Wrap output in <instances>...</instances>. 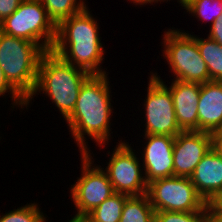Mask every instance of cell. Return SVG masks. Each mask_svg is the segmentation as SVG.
Listing matches in <instances>:
<instances>
[{"label": "cell", "instance_id": "obj_20", "mask_svg": "<svg viewBox=\"0 0 222 222\" xmlns=\"http://www.w3.org/2000/svg\"><path fill=\"white\" fill-rule=\"evenodd\" d=\"M182 7L198 21H210V25L222 14V0H189Z\"/></svg>", "mask_w": 222, "mask_h": 222}, {"label": "cell", "instance_id": "obj_10", "mask_svg": "<svg viewBox=\"0 0 222 222\" xmlns=\"http://www.w3.org/2000/svg\"><path fill=\"white\" fill-rule=\"evenodd\" d=\"M147 97L144 99L145 130L143 135H168L182 132L177 124L170 90L152 73L149 76Z\"/></svg>", "mask_w": 222, "mask_h": 222}, {"label": "cell", "instance_id": "obj_33", "mask_svg": "<svg viewBox=\"0 0 222 222\" xmlns=\"http://www.w3.org/2000/svg\"><path fill=\"white\" fill-rule=\"evenodd\" d=\"M189 0H180L181 6H183L185 3H187Z\"/></svg>", "mask_w": 222, "mask_h": 222}, {"label": "cell", "instance_id": "obj_25", "mask_svg": "<svg viewBox=\"0 0 222 222\" xmlns=\"http://www.w3.org/2000/svg\"><path fill=\"white\" fill-rule=\"evenodd\" d=\"M208 37L222 45V14L210 26Z\"/></svg>", "mask_w": 222, "mask_h": 222}, {"label": "cell", "instance_id": "obj_30", "mask_svg": "<svg viewBox=\"0 0 222 222\" xmlns=\"http://www.w3.org/2000/svg\"><path fill=\"white\" fill-rule=\"evenodd\" d=\"M214 140H222V128L214 135Z\"/></svg>", "mask_w": 222, "mask_h": 222}, {"label": "cell", "instance_id": "obj_21", "mask_svg": "<svg viewBox=\"0 0 222 222\" xmlns=\"http://www.w3.org/2000/svg\"><path fill=\"white\" fill-rule=\"evenodd\" d=\"M38 203H27L23 207L13 209L0 216V222H46L43 212ZM42 212V213H41Z\"/></svg>", "mask_w": 222, "mask_h": 222}, {"label": "cell", "instance_id": "obj_16", "mask_svg": "<svg viewBox=\"0 0 222 222\" xmlns=\"http://www.w3.org/2000/svg\"><path fill=\"white\" fill-rule=\"evenodd\" d=\"M119 222H155V210L148 195L129 196L124 203Z\"/></svg>", "mask_w": 222, "mask_h": 222}, {"label": "cell", "instance_id": "obj_14", "mask_svg": "<svg viewBox=\"0 0 222 222\" xmlns=\"http://www.w3.org/2000/svg\"><path fill=\"white\" fill-rule=\"evenodd\" d=\"M197 192L207 203L222 192V153L214 145L202 158L190 176Z\"/></svg>", "mask_w": 222, "mask_h": 222}, {"label": "cell", "instance_id": "obj_24", "mask_svg": "<svg viewBox=\"0 0 222 222\" xmlns=\"http://www.w3.org/2000/svg\"><path fill=\"white\" fill-rule=\"evenodd\" d=\"M23 0H0V23L13 14Z\"/></svg>", "mask_w": 222, "mask_h": 222}, {"label": "cell", "instance_id": "obj_29", "mask_svg": "<svg viewBox=\"0 0 222 222\" xmlns=\"http://www.w3.org/2000/svg\"><path fill=\"white\" fill-rule=\"evenodd\" d=\"M214 145L222 153V140H214Z\"/></svg>", "mask_w": 222, "mask_h": 222}, {"label": "cell", "instance_id": "obj_9", "mask_svg": "<svg viewBox=\"0 0 222 222\" xmlns=\"http://www.w3.org/2000/svg\"><path fill=\"white\" fill-rule=\"evenodd\" d=\"M105 171L116 193L140 196L147 193L142 163L129 142L119 141L113 148Z\"/></svg>", "mask_w": 222, "mask_h": 222}, {"label": "cell", "instance_id": "obj_34", "mask_svg": "<svg viewBox=\"0 0 222 222\" xmlns=\"http://www.w3.org/2000/svg\"><path fill=\"white\" fill-rule=\"evenodd\" d=\"M216 199H222V192L220 193V195Z\"/></svg>", "mask_w": 222, "mask_h": 222}, {"label": "cell", "instance_id": "obj_13", "mask_svg": "<svg viewBox=\"0 0 222 222\" xmlns=\"http://www.w3.org/2000/svg\"><path fill=\"white\" fill-rule=\"evenodd\" d=\"M151 73L170 90L179 128L182 131H198V103L201 84L172 79L171 86H168L156 72Z\"/></svg>", "mask_w": 222, "mask_h": 222}, {"label": "cell", "instance_id": "obj_23", "mask_svg": "<svg viewBox=\"0 0 222 222\" xmlns=\"http://www.w3.org/2000/svg\"><path fill=\"white\" fill-rule=\"evenodd\" d=\"M5 93H8V95L11 94L10 98H12L11 100L13 101L12 108H14L15 106H19L21 109L24 110L26 101L9 85L4 77L2 65L0 64V96L2 95L5 97Z\"/></svg>", "mask_w": 222, "mask_h": 222}, {"label": "cell", "instance_id": "obj_17", "mask_svg": "<svg viewBox=\"0 0 222 222\" xmlns=\"http://www.w3.org/2000/svg\"><path fill=\"white\" fill-rule=\"evenodd\" d=\"M202 59L206 62L210 81H222V45L211 38L196 37Z\"/></svg>", "mask_w": 222, "mask_h": 222}, {"label": "cell", "instance_id": "obj_26", "mask_svg": "<svg viewBox=\"0 0 222 222\" xmlns=\"http://www.w3.org/2000/svg\"><path fill=\"white\" fill-rule=\"evenodd\" d=\"M208 222H222V208L208 203Z\"/></svg>", "mask_w": 222, "mask_h": 222}, {"label": "cell", "instance_id": "obj_19", "mask_svg": "<svg viewBox=\"0 0 222 222\" xmlns=\"http://www.w3.org/2000/svg\"><path fill=\"white\" fill-rule=\"evenodd\" d=\"M48 17L57 26L62 20L69 18L85 9L88 5L84 0H40Z\"/></svg>", "mask_w": 222, "mask_h": 222}, {"label": "cell", "instance_id": "obj_31", "mask_svg": "<svg viewBox=\"0 0 222 222\" xmlns=\"http://www.w3.org/2000/svg\"><path fill=\"white\" fill-rule=\"evenodd\" d=\"M165 2V1H170V0H148V4H152L153 5V3L155 4V3H158V2ZM177 2H179V4H180V0H177Z\"/></svg>", "mask_w": 222, "mask_h": 222}, {"label": "cell", "instance_id": "obj_12", "mask_svg": "<svg viewBox=\"0 0 222 222\" xmlns=\"http://www.w3.org/2000/svg\"><path fill=\"white\" fill-rule=\"evenodd\" d=\"M145 146L142 167L146 183L173 176V144L175 137L148 134L143 137Z\"/></svg>", "mask_w": 222, "mask_h": 222}, {"label": "cell", "instance_id": "obj_2", "mask_svg": "<svg viewBox=\"0 0 222 222\" xmlns=\"http://www.w3.org/2000/svg\"><path fill=\"white\" fill-rule=\"evenodd\" d=\"M90 13L86 7L62 20L56 26V39L51 51L90 75L106 74L108 72L101 68L105 50L99 37V23Z\"/></svg>", "mask_w": 222, "mask_h": 222}, {"label": "cell", "instance_id": "obj_8", "mask_svg": "<svg viewBox=\"0 0 222 222\" xmlns=\"http://www.w3.org/2000/svg\"><path fill=\"white\" fill-rule=\"evenodd\" d=\"M80 159L82 173L71 185L70 196L77 210L73 217L85 218L115 192L106 171L94 164L91 153H81Z\"/></svg>", "mask_w": 222, "mask_h": 222}, {"label": "cell", "instance_id": "obj_1", "mask_svg": "<svg viewBox=\"0 0 222 222\" xmlns=\"http://www.w3.org/2000/svg\"><path fill=\"white\" fill-rule=\"evenodd\" d=\"M108 79L107 73L90 75L80 88L73 112L64 119L80 154L91 151L86 142L87 136L101 148L111 139L110 118L114 109Z\"/></svg>", "mask_w": 222, "mask_h": 222}, {"label": "cell", "instance_id": "obj_11", "mask_svg": "<svg viewBox=\"0 0 222 222\" xmlns=\"http://www.w3.org/2000/svg\"><path fill=\"white\" fill-rule=\"evenodd\" d=\"M214 146V135L201 131H182L173 144V176L189 177Z\"/></svg>", "mask_w": 222, "mask_h": 222}, {"label": "cell", "instance_id": "obj_22", "mask_svg": "<svg viewBox=\"0 0 222 222\" xmlns=\"http://www.w3.org/2000/svg\"><path fill=\"white\" fill-rule=\"evenodd\" d=\"M208 212H155V222H207Z\"/></svg>", "mask_w": 222, "mask_h": 222}, {"label": "cell", "instance_id": "obj_18", "mask_svg": "<svg viewBox=\"0 0 222 222\" xmlns=\"http://www.w3.org/2000/svg\"><path fill=\"white\" fill-rule=\"evenodd\" d=\"M128 197L126 194L115 192L91 211L85 219L89 222H119Z\"/></svg>", "mask_w": 222, "mask_h": 222}, {"label": "cell", "instance_id": "obj_6", "mask_svg": "<svg viewBox=\"0 0 222 222\" xmlns=\"http://www.w3.org/2000/svg\"><path fill=\"white\" fill-rule=\"evenodd\" d=\"M0 31L32 41L44 52L52 50L56 39V25L40 0H23L18 9L0 23Z\"/></svg>", "mask_w": 222, "mask_h": 222}, {"label": "cell", "instance_id": "obj_28", "mask_svg": "<svg viewBox=\"0 0 222 222\" xmlns=\"http://www.w3.org/2000/svg\"><path fill=\"white\" fill-rule=\"evenodd\" d=\"M68 222H89V221L85 218L72 217L70 220H68Z\"/></svg>", "mask_w": 222, "mask_h": 222}, {"label": "cell", "instance_id": "obj_3", "mask_svg": "<svg viewBox=\"0 0 222 222\" xmlns=\"http://www.w3.org/2000/svg\"><path fill=\"white\" fill-rule=\"evenodd\" d=\"M89 76V73L63 61L52 51L45 52L40 58L36 85L26 100V109L34 95L42 91L66 119L73 112L80 88Z\"/></svg>", "mask_w": 222, "mask_h": 222}, {"label": "cell", "instance_id": "obj_7", "mask_svg": "<svg viewBox=\"0 0 222 222\" xmlns=\"http://www.w3.org/2000/svg\"><path fill=\"white\" fill-rule=\"evenodd\" d=\"M150 204L155 212H208V203L197 192L189 177L172 176L147 184Z\"/></svg>", "mask_w": 222, "mask_h": 222}, {"label": "cell", "instance_id": "obj_27", "mask_svg": "<svg viewBox=\"0 0 222 222\" xmlns=\"http://www.w3.org/2000/svg\"><path fill=\"white\" fill-rule=\"evenodd\" d=\"M128 1V0H127ZM131 3L133 2V4L135 5H147L148 4V0H129Z\"/></svg>", "mask_w": 222, "mask_h": 222}, {"label": "cell", "instance_id": "obj_5", "mask_svg": "<svg viewBox=\"0 0 222 222\" xmlns=\"http://www.w3.org/2000/svg\"><path fill=\"white\" fill-rule=\"evenodd\" d=\"M183 30L168 29L164 31L162 44L163 56L166 58L173 80L203 84L210 81L206 62L202 59L197 46L196 36Z\"/></svg>", "mask_w": 222, "mask_h": 222}, {"label": "cell", "instance_id": "obj_15", "mask_svg": "<svg viewBox=\"0 0 222 222\" xmlns=\"http://www.w3.org/2000/svg\"><path fill=\"white\" fill-rule=\"evenodd\" d=\"M222 128V81L201 84L198 103V131L217 134Z\"/></svg>", "mask_w": 222, "mask_h": 222}, {"label": "cell", "instance_id": "obj_32", "mask_svg": "<svg viewBox=\"0 0 222 222\" xmlns=\"http://www.w3.org/2000/svg\"><path fill=\"white\" fill-rule=\"evenodd\" d=\"M212 203L222 208V199H215Z\"/></svg>", "mask_w": 222, "mask_h": 222}, {"label": "cell", "instance_id": "obj_4", "mask_svg": "<svg viewBox=\"0 0 222 222\" xmlns=\"http://www.w3.org/2000/svg\"><path fill=\"white\" fill-rule=\"evenodd\" d=\"M44 53L36 43L0 31V64L4 77L25 101L34 91Z\"/></svg>", "mask_w": 222, "mask_h": 222}]
</instances>
